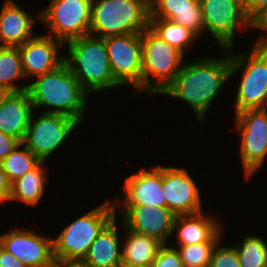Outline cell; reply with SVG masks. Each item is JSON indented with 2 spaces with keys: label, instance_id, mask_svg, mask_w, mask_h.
Returning a JSON list of instances; mask_svg holds the SVG:
<instances>
[{
  "label": "cell",
  "instance_id": "obj_1",
  "mask_svg": "<svg viewBox=\"0 0 267 267\" xmlns=\"http://www.w3.org/2000/svg\"><path fill=\"white\" fill-rule=\"evenodd\" d=\"M225 57L217 59L204 57L184 62L175 79L160 95L171 96L191 106L201 123L212 105V101L231 78V54L229 49H222Z\"/></svg>",
  "mask_w": 267,
  "mask_h": 267
},
{
  "label": "cell",
  "instance_id": "obj_2",
  "mask_svg": "<svg viewBox=\"0 0 267 267\" xmlns=\"http://www.w3.org/2000/svg\"><path fill=\"white\" fill-rule=\"evenodd\" d=\"M35 78L26 90L34 109L47 107L43 113L62 114L83 123L89 93L65 62L55 70Z\"/></svg>",
  "mask_w": 267,
  "mask_h": 267
},
{
  "label": "cell",
  "instance_id": "obj_3",
  "mask_svg": "<svg viewBox=\"0 0 267 267\" xmlns=\"http://www.w3.org/2000/svg\"><path fill=\"white\" fill-rule=\"evenodd\" d=\"M66 44L64 62L89 94L121 86L112 74L104 38L88 34Z\"/></svg>",
  "mask_w": 267,
  "mask_h": 267
},
{
  "label": "cell",
  "instance_id": "obj_4",
  "mask_svg": "<svg viewBox=\"0 0 267 267\" xmlns=\"http://www.w3.org/2000/svg\"><path fill=\"white\" fill-rule=\"evenodd\" d=\"M149 19L150 0H93L90 34L102 38L142 34Z\"/></svg>",
  "mask_w": 267,
  "mask_h": 267
},
{
  "label": "cell",
  "instance_id": "obj_5",
  "mask_svg": "<svg viewBox=\"0 0 267 267\" xmlns=\"http://www.w3.org/2000/svg\"><path fill=\"white\" fill-rule=\"evenodd\" d=\"M106 201L80 216L59 233L53 239L54 259H77L83 260L92 242L102 229L116 216V204ZM116 203V204H115Z\"/></svg>",
  "mask_w": 267,
  "mask_h": 267
},
{
  "label": "cell",
  "instance_id": "obj_6",
  "mask_svg": "<svg viewBox=\"0 0 267 267\" xmlns=\"http://www.w3.org/2000/svg\"><path fill=\"white\" fill-rule=\"evenodd\" d=\"M233 51V47L230 48V76L243 69L236 91L235 113L246 109H266L267 54L256 43L245 53L237 55Z\"/></svg>",
  "mask_w": 267,
  "mask_h": 267
},
{
  "label": "cell",
  "instance_id": "obj_7",
  "mask_svg": "<svg viewBox=\"0 0 267 267\" xmlns=\"http://www.w3.org/2000/svg\"><path fill=\"white\" fill-rule=\"evenodd\" d=\"M141 41L143 93L161 94L180 72L185 62L182 61L184 54L160 39L149 28L141 34ZM150 77H154L156 81H152Z\"/></svg>",
  "mask_w": 267,
  "mask_h": 267
},
{
  "label": "cell",
  "instance_id": "obj_8",
  "mask_svg": "<svg viewBox=\"0 0 267 267\" xmlns=\"http://www.w3.org/2000/svg\"><path fill=\"white\" fill-rule=\"evenodd\" d=\"M93 0H51L36 15L47 24L50 35L64 44L69 40L90 34Z\"/></svg>",
  "mask_w": 267,
  "mask_h": 267
},
{
  "label": "cell",
  "instance_id": "obj_9",
  "mask_svg": "<svg viewBox=\"0 0 267 267\" xmlns=\"http://www.w3.org/2000/svg\"><path fill=\"white\" fill-rule=\"evenodd\" d=\"M33 115L32 113L21 143L41 162H44L59 150L80 123L62 114L42 112L36 118Z\"/></svg>",
  "mask_w": 267,
  "mask_h": 267
},
{
  "label": "cell",
  "instance_id": "obj_10",
  "mask_svg": "<svg viewBox=\"0 0 267 267\" xmlns=\"http://www.w3.org/2000/svg\"><path fill=\"white\" fill-rule=\"evenodd\" d=\"M114 79L121 85H132L143 93L141 33L104 38Z\"/></svg>",
  "mask_w": 267,
  "mask_h": 267
},
{
  "label": "cell",
  "instance_id": "obj_11",
  "mask_svg": "<svg viewBox=\"0 0 267 267\" xmlns=\"http://www.w3.org/2000/svg\"><path fill=\"white\" fill-rule=\"evenodd\" d=\"M204 27L221 49L233 46L236 30L253 29V22L247 17L242 0H200ZM244 28V29H243Z\"/></svg>",
  "mask_w": 267,
  "mask_h": 267
},
{
  "label": "cell",
  "instance_id": "obj_12",
  "mask_svg": "<svg viewBox=\"0 0 267 267\" xmlns=\"http://www.w3.org/2000/svg\"><path fill=\"white\" fill-rule=\"evenodd\" d=\"M236 128L241 134L240 156L244 178H250L267 157V108L246 109L235 114Z\"/></svg>",
  "mask_w": 267,
  "mask_h": 267
},
{
  "label": "cell",
  "instance_id": "obj_13",
  "mask_svg": "<svg viewBox=\"0 0 267 267\" xmlns=\"http://www.w3.org/2000/svg\"><path fill=\"white\" fill-rule=\"evenodd\" d=\"M162 189L166 207L176 216L203 212L199 188L185 168L162 166Z\"/></svg>",
  "mask_w": 267,
  "mask_h": 267
},
{
  "label": "cell",
  "instance_id": "obj_14",
  "mask_svg": "<svg viewBox=\"0 0 267 267\" xmlns=\"http://www.w3.org/2000/svg\"><path fill=\"white\" fill-rule=\"evenodd\" d=\"M0 246L27 267H52L53 239L31 230L16 228L0 235Z\"/></svg>",
  "mask_w": 267,
  "mask_h": 267
},
{
  "label": "cell",
  "instance_id": "obj_15",
  "mask_svg": "<svg viewBox=\"0 0 267 267\" xmlns=\"http://www.w3.org/2000/svg\"><path fill=\"white\" fill-rule=\"evenodd\" d=\"M123 225L131 231L153 237L163 244L174 234L176 215L167 207L153 205H122Z\"/></svg>",
  "mask_w": 267,
  "mask_h": 267
},
{
  "label": "cell",
  "instance_id": "obj_16",
  "mask_svg": "<svg viewBox=\"0 0 267 267\" xmlns=\"http://www.w3.org/2000/svg\"><path fill=\"white\" fill-rule=\"evenodd\" d=\"M63 45L62 41L45 34L34 36L19 46L26 78L44 75L62 65L64 57L58 52Z\"/></svg>",
  "mask_w": 267,
  "mask_h": 267
},
{
  "label": "cell",
  "instance_id": "obj_17",
  "mask_svg": "<svg viewBox=\"0 0 267 267\" xmlns=\"http://www.w3.org/2000/svg\"><path fill=\"white\" fill-rule=\"evenodd\" d=\"M121 205H153L166 207L162 189V166L141 168L124 181Z\"/></svg>",
  "mask_w": 267,
  "mask_h": 267
},
{
  "label": "cell",
  "instance_id": "obj_18",
  "mask_svg": "<svg viewBox=\"0 0 267 267\" xmlns=\"http://www.w3.org/2000/svg\"><path fill=\"white\" fill-rule=\"evenodd\" d=\"M33 109L27 91L7 92L0 102V131L22 142Z\"/></svg>",
  "mask_w": 267,
  "mask_h": 267
},
{
  "label": "cell",
  "instance_id": "obj_19",
  "mask_svg": "<svg viewBox=\"0 0 267 267\" xmlns=\"http://www.w3.org/2000/svg\"><path fill=\"white\" fill-rule=\"evenodd\" d=\"M150 18L171 20L190 29L199 38L203 34L200 0H150Z\"/></svg>",
  "mask_w": 267,
  "mask_h": 267
},
{
  "label": "cell",
  "instance_id": "obj_20",
  "mask_svg": "<svg viewBox=\"0 0 267 267\" xmlns=\"http://www.w3.org/2000/svg\"><path fill=\"white\" fill-rule=\"evenodd\" d=\"M35 20L13 0H6L0 11V46L19 47L33 38Z\"/></svg>",
  "mask_w": 267,
  "mask_h": 267
},
{
  "label": "cell",
  "instance_id": "obj_21",
  "mask_svg": "<svg viewBox=\"0 0 267 267\" xmlns=\"http://www.w3.org/2000/svg\"><path fill=\"white\" fill-rule=\"evenodd\" d=\"M178 228V229H177ZM177 232V244L191 245L202 242H220L222 225L212 217L201 213L176 216L173 232Z\"/></svg>",
  "mask_w": 267,
  "mask_h": 267
},
{
  "label": "cell",
  "instance_id": "obj_22",
  "mask_svg": "<svg viewBox=\"0 0 267 267\" xmlns=\"http://www.w3.org/2000/svg\"><path fill=\"white\" fill-rule=\"evenodd\" d=\"M116 217L102 229L83 258L89 267H119L122 263Z\"/></svg>",
  "mask_w": 267,
  "mask_h": 267
},
{
  "label": "cell",
  "instance_id": "obj_23",
  "mask_svg": "<svg viewBox=\"0 0 267 267\" xmlns=\"http://www.w3.org/2000/svg\"><path fill=\"white\" fill-rule=\"evenodd\" d=\"M124 229L126 239L121 246L122 262L152 265L154 258L164 244L153 237L136 233L126 227Z\"/></svg>",
  "mask_w": 267,
  "mask_h": 267
},
{
  "label": "cell",
  "instance_id": "obj_24",
  "mask_svg": "<svg viewBox=\"0 0 267 267\" xmlns=\"http://www.w3.org/2000/svg\"><path fill=\"white\" fill-rule=\"evenodd\" d=\"M41 162L35 169L11 183L9 201H21L28 206H36L42 199L47 185L46 167Z\"/></svg>",
  "mask_w": 267,
  "mask_h": 267
},
{
  "label": "cell",
  "instance_id": "obj_25",
  "mask_svg": "<svg viewBox=\"0 0 267 267\" xmlns=\"http://www.w3.org/2000/svg\"><path fill=\"white\" fill-rule=\"evenodd\" d=\"M24 77L19 47L0 46V88L6 92L26 91L28 84L22 86L14 83Z\"/></svg>",
  "mask_w": 267,
  "mask_h": 267
},
{
  "label": "cell",
  "instance_id": "obj_26",
  "mask_svg": "<svg viewBox=\"0 0 267 267\" xmlns=\"http://www.w3.org/2000/svg\"><path fill=\"white\" fill-rule=\"evenodd\" d=\"M149 29L183 54L198 40L193 31L167 19L150 18Z\"/></svg>",
  "mask_w": 267,
  "mask_h": 267
},
{
  "label": "cell",
  "instance_id": "obj_27",
  "mask_svg": "<svg viewBox=\"0 0 267 267\" xmlns=\"http://www.w3.org/2000/svg\"><path fill=\"white\" fill-rule=\"evenodd\" d=\"M40 163L41 161L20 143L1 161V166L9 182L12 183L35 169Z\"/></svg>",
  "mask_w": 267,
  "mask_h": 267
},
{
  "label": "cell",
  "instance_id": "obj_28",
  "mask_svg": "<svg viewBox=\"0 0 267 267\" xmlns=\"http://www.w3.org/2000/svg\"><path fill=\"white\" fill-rule=\"evenodd\" d=\"M234 247L241 267H267V243L262 238L247 235Z\"/></svg>",
  "mask_w": 267,
  "mask_h": 267
},
{
  "label": "cell",
  "instance_id": "obj_29",
  "mask_svg": "<svg viewBox=\"0 0 267 267\" xmlns=\"http://www.w3.org/2000/svg\"><path fill=\"white\" fill-rule=\"evenodd\" d=\"M220 242H202L199 244L180 245L183 267H209L214 247Z\"/></svg>",
  "mask_w": 267,
  "mask_h": 267
},
{
  "label": "cell",
  "instance_id": "obj_30",
  "mask_svg": "<svg viewBox=\"0 0 267 267\" xmlns=\"http://www.w3.org/2000/svg\"><path fill=\"white\" fill-rule=\"evenodd\" d=\"M213 249L209 267H241L237 251L234 246H219Z\"/></svg>",
  "mask_w": 267,
  "mask_h": 267
},
{
  "label": "cell",
  "instance_id": "obj_31",
  "mask_svg": "<svg viewBox=\"0 0 267 267\" xmlns=\"http://www.w3.org/2000/svg\"><path fill=\"white\" fill-rule=\"evenodd\" d=\"M152 267H183L177 247L164 244L154 258Z\"/></svg>",
  "mask_w": 267,
  "mask_h": 267
},
{
  "label": "cell",
  "instance_id": "obj_32",
  "mask_svg": "<svg viewBox=\"0 0 267 267\" xmlns=\"http://www.w3.org/2000/svg\"><path fill=\"white\" fill-rule=\"evenodd\" d=\"M247 17L254 23L267 11V0H242Z\"/></svg>",
  "mask_w": 267,
  "mask_h": 267
},
{
  "label": "cell",
  "instance_id": "obj_33",
  "mask_svg": "<svg viewBox=\"0 0 267 267\" xmlns=\"http://www.w3.org/2000/svg\"><path fill=\"white\" fill-rule=\"evenodd\" d=\"M20 143L21 142L15 137L4 134L0 131V162Z\"/></svg>",
  "mask_w": 267,
  "mask_h": 267
},
{
  "label": "cell",
  "instance_id": "obj_34",
  "mask_svg": "<svg viewBox=\"0 0 267 267\" xmlns=\"http://www.w3.org/2000/svg\"><path fill=\"white\" fill-rule=\"evenodd\" d=\"M11 191V183L9 182L6 173L3 171L0 162V206L6 201L9 202Z\"/></svg>",
  "mask_w": 267,
  "mask_h": 267
},
{
  "label": "cell",
  "instance_id": "obj_35",
  "mask_svg": "<svg viewBox=\"0 0 267 267\" xmlns=\"http://www.w3.org/2000/svg\"><path fill=\"white\" fill-rule=\"evenodd\" d=\"M0 267H27V266L0 246Z\"/></svg>",
  "mask_w": 267,
  "mask_h": 267
},
{
  "label": "cell",
  "instance_id": "obj_36",
  "mask_svg": "<svg viewBox=\"0 0 267 267\" xmlns=\"http://www.w3.org/2000/svg\"><path fill=\"white\" fill-rule=\"evenodd\" d=\"M52 267H89L83 260L55 259Z\"/></svg>",
  "mask_w": 267,
  "mask_h": 267
},
{
  "label": "cell",
  "instance_id": "obj_37",
  "mask_svg": "<svg viewBox=\"0 0 267 267\" xmlns=\"http://www.w3.org/2000/svg\"><path fill=\"white\" fill-rule=\"evenodd\" d=\"M254 29H262V32H266L265 36H259V39H257V41H255L254 43H256L257 45H267V25H253Z\"/></svg>",
  "mask_w": 267,
  "mask_h": 267
},
{
  "label": "cell",
  "instance_id": "obj_38",
  "mask_svg": "<svg viewBox=\"0 0 267 267\" xmlns=\"http://www.w3.org/2000/svg\"><path fill=\"white\" fill-rule=\"evenodd\" d=\"M253 25H267V11L264 12L254 23Z\"/></svg>",
  "mask_w": 267,
  "mask_h": 267
},
{
  "label": "cell",
  "instance_id": "obj_39",
  "mask_svg": "<svg viewBox=\"0 0 267 267\" xmlns=\"http://www.w3.org/2000/svg\"><path fill=\"white\" fill-rule=\"evenodd\" d=\"M119 267H152V265L147 266V265H139V264H132V263H126L122 262Z\"/></svg>",
  "mask_w": 267,
  "mask_h": 267
},
{
  "label": "cell",
  "instance_id": "obj_40",
  "mask_svg": "<svg viewBox=\"0 0 267 267\" xmlns=\"http://www.w3.org/2000/svg\"><path fill=\"white\" fill-rule=\"evenodd\" d=\"M6 93L7 92L4 89L0 88V102H1L2 98L5 96Z\"/></svg>",
  "mask_w": 267,
  "mask_h": 267
},
{
  "label": "cell",
  "instance_id": "obj_41",
  "mask_svg": "<svg viewBox=\"0 0 267 267\" xmlns=\"http://www.w3.org/2000/svg\"><path fill=\"white\" fill-rule=\"evenodd\" d=\"M267 54V45H258Z\"/></svg>",
  "mask_w": 267,
  "mask_h": 267
}]
</instances>
